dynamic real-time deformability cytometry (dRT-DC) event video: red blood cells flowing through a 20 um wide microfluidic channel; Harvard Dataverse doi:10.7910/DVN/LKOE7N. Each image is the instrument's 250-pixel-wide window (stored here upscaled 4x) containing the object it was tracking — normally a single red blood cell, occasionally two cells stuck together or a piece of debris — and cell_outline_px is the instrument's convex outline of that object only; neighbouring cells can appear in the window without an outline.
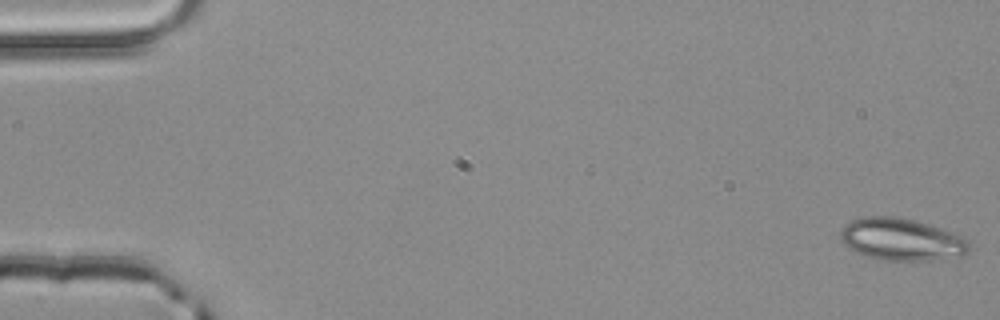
{"species": "common noctule bat (a hibernating species)", "species_latin": "Nyctalus noctula", "temperature_condition": "room temperature", "stored_images_in_passage": 4, "camera_frame_rate_fps": 3000, "um_per_image_px": 0.085, "animal": {"sex": "male", "body_mass_g": 20.4}, "frame": {"image": 1, "passage_image": 1, "time_ms": 0.0, "image_size_px": [1000, 320], "cell_outline_px": [[968, 252], [964, 256], [940, 260], [884, 260], [868, 256], [856, 252], [844, 244], [840, 240], [840, 232], [852, 220], [864, 216], [896, 216], [916, 220], [952, 232], [968, 240]], "centroid_in_image_um": [76.65, 20.35], "position_along_channel_um": 8.3, "area_um2": 31.62}}